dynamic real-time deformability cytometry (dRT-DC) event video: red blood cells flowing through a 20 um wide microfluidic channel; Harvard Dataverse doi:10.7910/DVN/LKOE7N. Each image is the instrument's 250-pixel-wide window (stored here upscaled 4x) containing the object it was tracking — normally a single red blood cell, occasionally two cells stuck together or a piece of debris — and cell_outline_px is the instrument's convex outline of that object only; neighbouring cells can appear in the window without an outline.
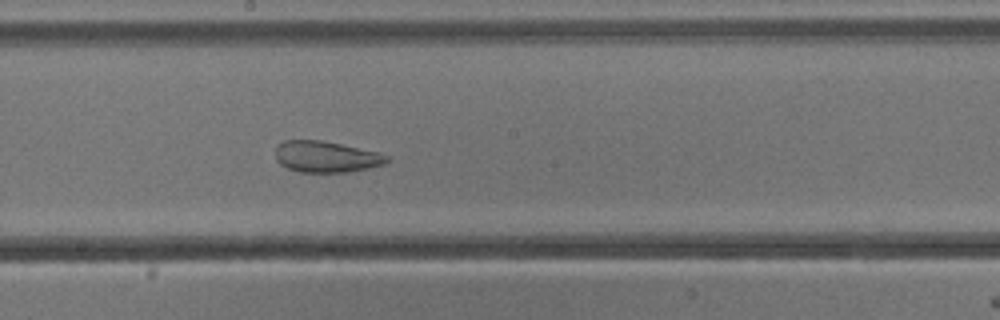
{"species": "common noctule bat (a hibernating species)", "species_latin": "Nyctalus noctula", "temperature_condition": "cold", "stored_images_in_passage": 40, "camera_frame_rate_fps": 3000, "um_per_image_px": 0.085, "animal": {"sex": "male", "body_mass_g": 13.3}, "frame": {"image": 1, "passage_image": 28, "time_ms": 9.0, "image_size_px": [1000, 320], "cell_outline_px": [[388, 160], [384, 164], [348, 172], [300, 172], [288, 168], [280, 164], [276, 160], [276, 148], [284, 140], [320, 140], [380, 152], [388, 156]], "centroid_in_image_um": [27.71, 13.32], "position_along_channel_um": 220.5, "area_um2": 20.11}}
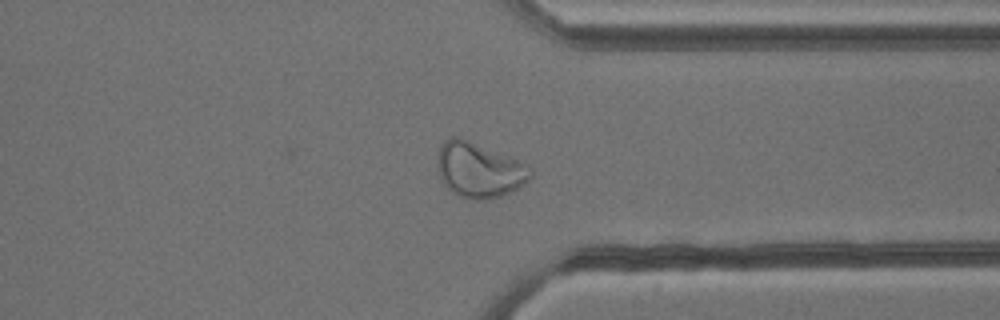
{"frame": {"image": 2, "passage_image": 40, "time_ms": 13.0, "image_size_px": [1000, 320], "cell_outline_px": [[532, 176], [524, 184], [500, 196], [488, 200], [468, 200], [456, 196], [440, 180], [436, 168], [440, 148], [444, 140], [452, 136], [456, 136], [520, 160], [532, 172]], "centroid_in_image_um": [40.68, 14.48], "position_along_channel_um": 370.7, "area_um2": 29.88}, "authors_computed_cell_mechanics": {"area_um2": 24.6517, "velocity_mm_per_s": 3.8049, "shape_relaxation_time_tau1_ms": null, "shape_relaxation_time_tau2_ms": 1.5027, "deformation_change_tau1": null, "deformation_change_tau2": 0.0811}}